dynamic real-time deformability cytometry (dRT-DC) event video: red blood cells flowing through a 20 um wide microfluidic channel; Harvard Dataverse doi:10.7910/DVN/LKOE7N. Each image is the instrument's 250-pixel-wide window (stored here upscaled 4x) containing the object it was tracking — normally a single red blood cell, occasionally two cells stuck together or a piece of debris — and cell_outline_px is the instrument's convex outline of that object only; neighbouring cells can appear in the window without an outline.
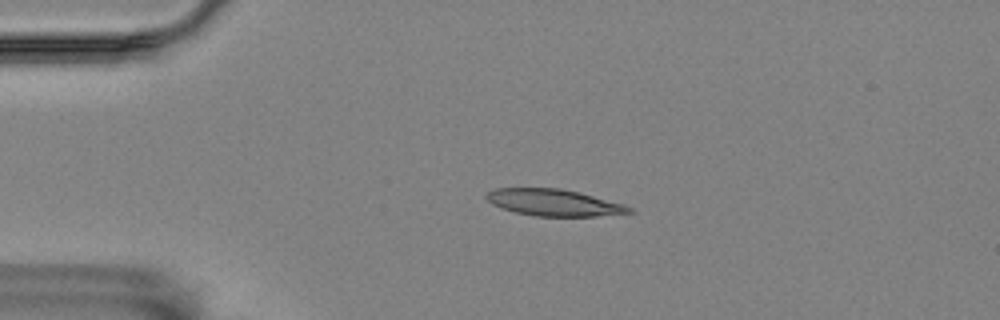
{"species": "Egyptian fruit bat (a non-hibernating species)", "species_latin": "Rousettus aegyptiacus", "temperature_condition": "room temperature", "stored_images_in_passage": 56, "camera_frame_rate_fps": 3000, "um_per_image_px": 0.085, "animal": {"sex": "female"}, "frame": {"image": 1, "passage_image": 12, "time_ms": 3.667, "image_size_px": [1000, 320], "cell_outline_px": [[636, 212], [596, 216], [536, 216], [516, 212], [492, 204], [484, 196], [488, 192], [496, 188], [560, 188], [580, 192], [624, 204], [632, 208]], "centroid_in_image_um": [47.11, 17.21], "position_along_channel_um": 37.9, "area_um2": 22.14}}
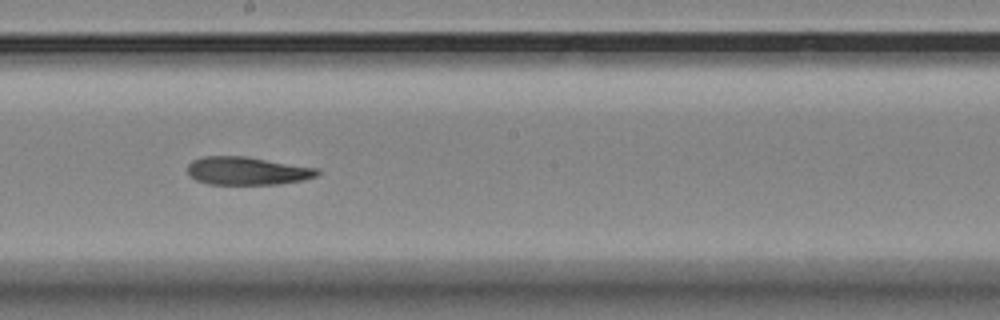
{"frame": {"image": 2, "passage_image": 31, "time_ms": 10.0, "image_size_px": [1000, 320], "cell_outline_px": [[320, 172], [316, 176], [304, 180], [276, 184], [208, 184], [196, 180], [188, 176], [188, 164], [192, 160], [204, 156], [244, 156], [320, 168]], "centroid_in_image_um": [21.01, 14.52], "position_along_channel_um": 227.2, "area_um2": 21.33}}
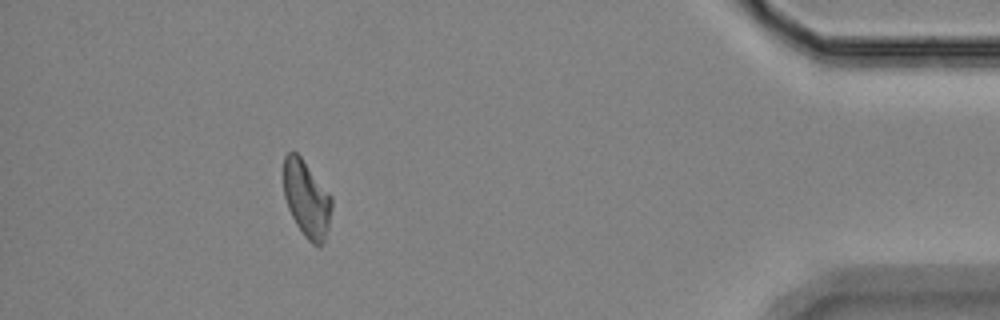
{"frame": {"image": 3, "passage_image": 51, "time_ms": 16.667, "image_size_px": [1000, 320], "cell_outline_px": [[332, 208], [328, 228], [324, 244], [316, 248], [304, 236], [296, 224], [288, 208], [284, 196], [284, 156], [288, 152], [296, 152], [300, 156], [332, 196]], "centroid_in_image_um": [26.08, 16.95], "position_along_channel_um": 409.1, "area_um2": 21.56}, "authors_computed_cell_mechanics": {"area_um2": 22.253, "velocity_mm_per_s": 3.4925, "shape_relaxation_time_tau1_ms": null, "shape_relaxation_time_tau2_ms": 7.7745, "deformation_change_tau1": null, "deformation_change_tau2": 0.1667}}